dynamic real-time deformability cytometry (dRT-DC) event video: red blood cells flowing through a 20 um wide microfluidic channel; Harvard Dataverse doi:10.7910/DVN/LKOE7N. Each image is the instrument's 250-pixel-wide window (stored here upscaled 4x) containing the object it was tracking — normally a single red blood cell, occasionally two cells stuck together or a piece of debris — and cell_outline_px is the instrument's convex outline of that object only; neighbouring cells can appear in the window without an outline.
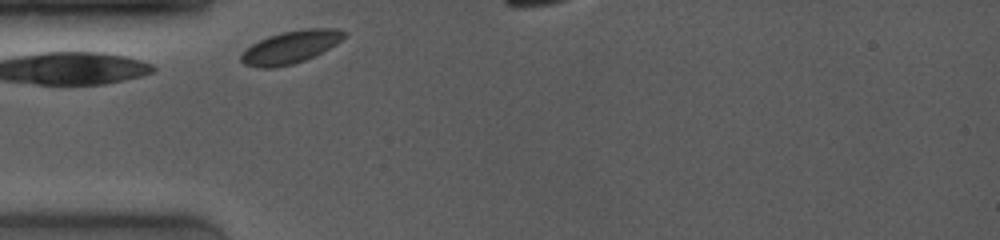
{"species": "common noctule bat (a hibernating species)", "species_latin": "Nyctalus noctula", "temperature_condition": "room temperature", "stored_images_in_passage": 3, "camera_frame_rate_fps": 4000, "um_per_image_px": 0.085, "animal": {"sex": "female", "body_mass_g": 19.0, "forearm_length_mm": 53.3}, "frame": {"image": 1, "passage_image": 1, "time_ms": 0.0, "image_size_px": [1000, 240], "cell_outline_px": [[348, 36], [336, 44], [304, 60], [292, 64], [272, 68], [260, 68], [244, 64], [240, 60], [240, 56], [252, 44], [268, 36], [280, 32], [308, 28], [336, 28], [348, 32]], "centroid_in_image_um": [24.73, 3.98], "position_along_channel_um": 60.3, "area_um2": 19.48}}